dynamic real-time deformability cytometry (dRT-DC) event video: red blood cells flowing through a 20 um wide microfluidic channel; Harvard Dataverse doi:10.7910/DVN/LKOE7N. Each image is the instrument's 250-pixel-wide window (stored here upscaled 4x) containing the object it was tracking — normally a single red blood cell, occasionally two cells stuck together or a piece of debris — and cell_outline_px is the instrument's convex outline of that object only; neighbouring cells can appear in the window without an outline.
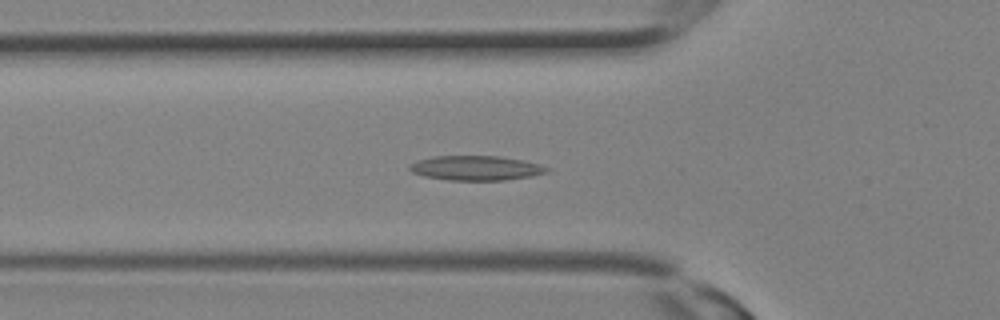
{"species": "Egyptian fruit bat (a non-hibernating species)", "species_latin": "Rousettus aegyptiacus", "temperature_condition": "room temperature", "stored_images_in_passage": 16, "camera_frame_rate_fps": 3000, "um_per_image_px": 0.085, "animal": {"sex": "female"}, "frame": {"image": 1, "passage_image": 10, "time_ms": 3.0, "image_size_px": [1000, 320], "cell_outline_px": [[552, 168], [548, 172], [532, 176], [504, 180], [448, 180], [424, 176], [412, 172], [408, 168], [408, 164], [416, 160], [436, 156], [500, 156], [520, 160]], "centroid_in_image_um": [40.42, 14.28], "position_along_channel_um": 85.4, "area_um2": 19.65}}
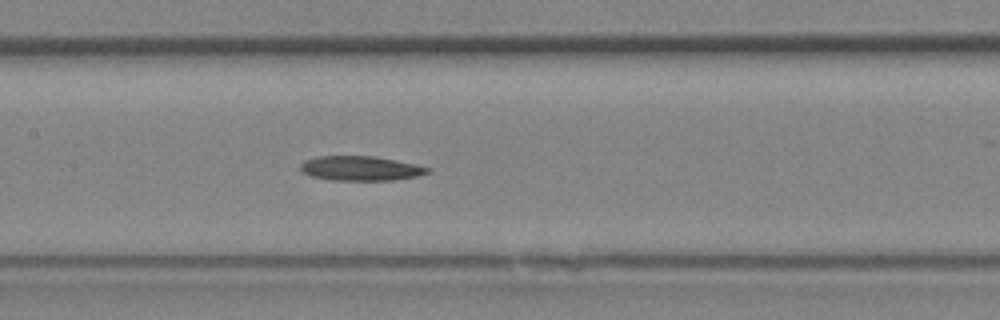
{"frame": {"image": 2, "passage_image": 14, "time_ms": 4.333, "image_size_px": [1000, 320], "cell_outline_px": [[428, 172], [416, 176], [392, 180], [332, 180], [312, 176], [304, 172], [300, 168], [300, 164], [304, 160], [316, 156], [372, 156], [416, 164], [428, 168]], "centroid_in_image_um": [30.59, 14.3], "position_along_channel_um": 176.8, "area_um2": 17.92}}
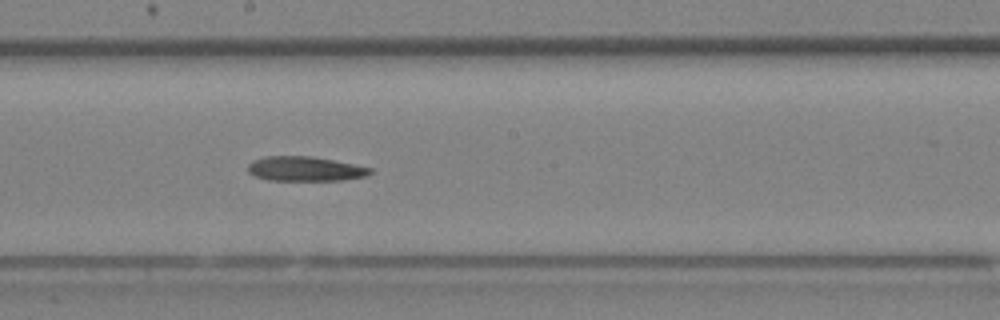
{"frame": {"image": 3, "passage_image": 16, "time_ms": 5.0, "image_size_px": [1000, 320], "cell_outline_px": [[372, 172], [368, 176], [344, 180], [268, 180], [256, 176], [248, 172], [248, 164], [252, 160], [264, 156], [312, 156], [372, 168]], "centroid_in_image_um": [25.92, 14.35], "position_along_channel_um": 222.3, "area_um2": 17.51}}